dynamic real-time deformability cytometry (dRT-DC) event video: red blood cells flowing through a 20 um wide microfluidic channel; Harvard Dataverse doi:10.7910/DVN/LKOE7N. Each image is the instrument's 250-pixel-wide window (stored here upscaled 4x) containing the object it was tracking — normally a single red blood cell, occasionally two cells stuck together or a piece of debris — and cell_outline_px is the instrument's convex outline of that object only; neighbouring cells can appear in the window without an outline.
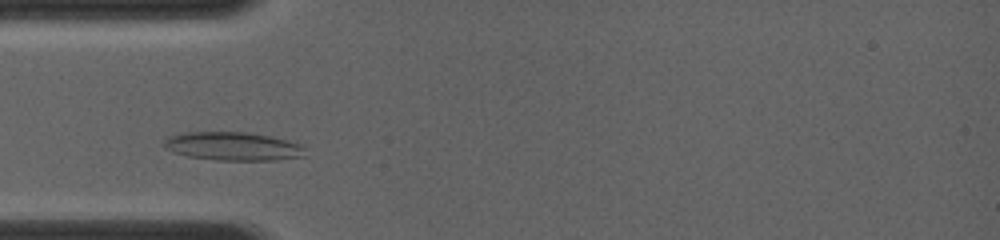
{"species": "common noctule bat (a hibernating species)", "species_latin": "Nyctalus noctula", "temperature_condition": "room temperature", "stored_images_in_passage": 24, "camera_frame_rate_fps": 4000, "um_per_image_px": 0.085, "animal": {"sex": "female", "body_mass_g": 19.0, "forearm_length_mm": 56.7}, "frame": {"image": 1, "passage_image": 5, "time_ms": 1.25, "image_size_px": [1000, 240], "cell_outline_px": [[304, 156], [276, 160], [216, 160], [188, 156], [172, 152], [164, 148], [164, 140], [168, 136], [184, 132], [244, 132], [272, 136], [300, 144], [304, 148]], "centroid_in_image_um": [19.76, 12.43], "position_along_channel_um": 65.2, "area_um2": 23.41}}
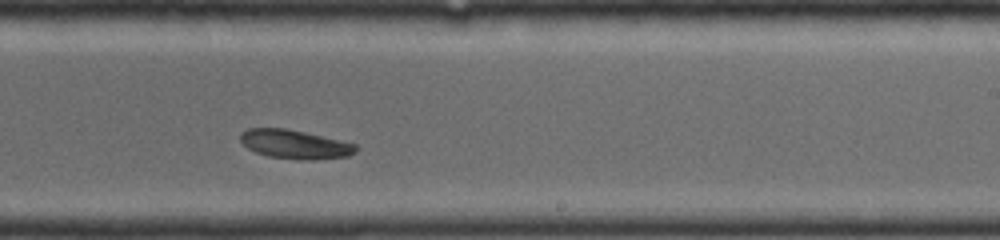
{"frame": {"image": 2, "passage_image": 17, "time_ms": 5.75, "image_size_px": [1000, 240], "cell_outline_px": [[360, 148], [356, 152], [348, 156], [312, 160], [308, 160], [268, 156], [256, 152], [248, 148], [240, 140], [240, 132], [248, 128], [284, 128], [304, 132], [356, 144]], "centroid_in_image_um": [25.07, 12.26], "position_along_channel_um": 263.9, "area_um2": 19.31}}
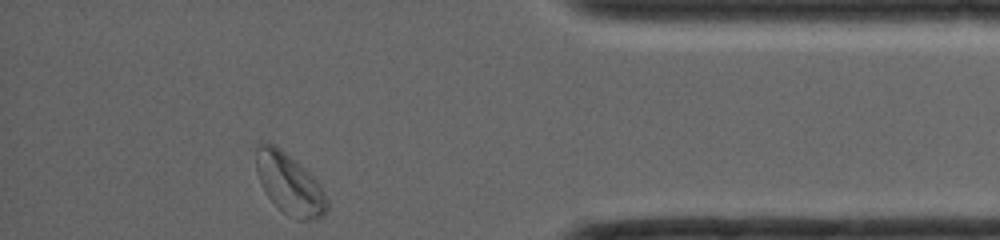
{"frame": {"image": 3, "passage_image": 24, "time_ms": 9.5, "image_size_px": [1000, 240], "cell_outline_px": [[328, 208], [320, 216], [312, 220], [296, 220], [288, 216], [264, 192], [260, 184], [256, 168], [256, 148], [260, 144], [272, 144], [280, 148], [304, 168], [316, 180], [324, 192], [328, 200]], "centroid_in_image_um": [24.6, 15.65], "position_along_channel_um": 410.6, "area_um2": 24.74}}